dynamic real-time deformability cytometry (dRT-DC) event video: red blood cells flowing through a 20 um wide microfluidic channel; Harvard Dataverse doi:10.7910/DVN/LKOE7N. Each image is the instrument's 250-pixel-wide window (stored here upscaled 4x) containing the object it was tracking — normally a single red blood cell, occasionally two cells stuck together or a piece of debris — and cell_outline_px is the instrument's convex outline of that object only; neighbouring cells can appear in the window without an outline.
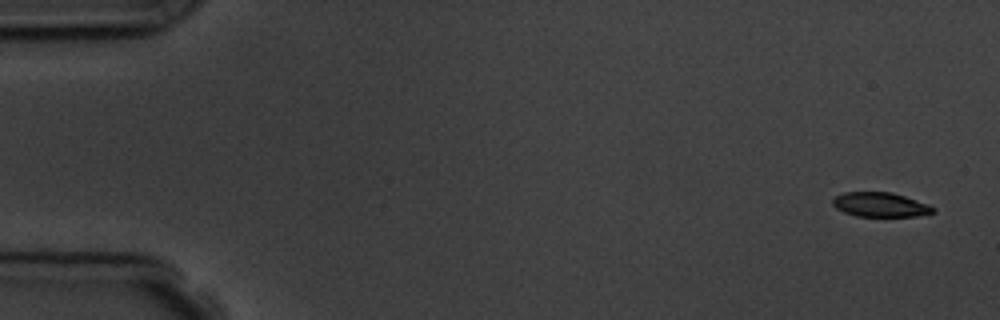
{"species": "common noctule bat (a hibernating species)", "species_latin": "Nyctalus noctula", "temperature_condition": "room temperature", "stored_images_in_passage": 5, "camera_frame_rate_fps": 3000, "um_per_image_px": 0.085, "animal": {"sex": "male", "body_mass_g": 19.5, "forearm_length_mm": 54.6}, "frame": {"image": 1, "passage_image": 1, "time_ms": 0.0, "image_size_px": [1000, 320], "cell_outline_px": [[936, 212], [916, 216], [856, 216], [844, 212], [836, 208], [832, 204], [832, 200], [836, 196], [844, 192], [892, 192], [928, 204], [936, 208]], "centroid_in_image_um": [74.83, 17.4], "position_along_channel_um": 10.2, "area_um2": 14.28}}
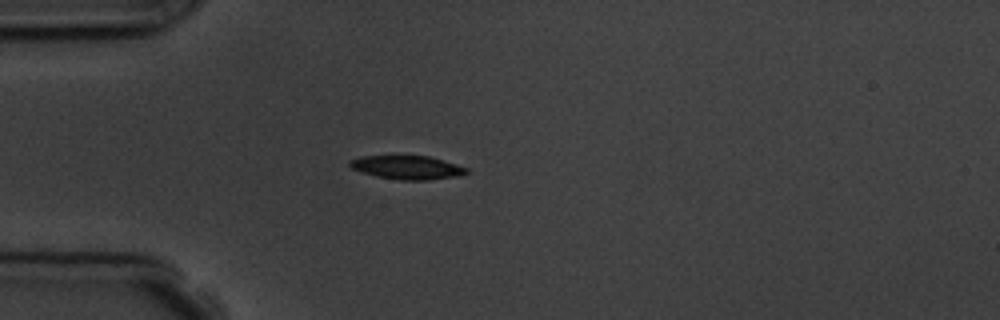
{"frame": {"image": 2, "passage_image": 5, "time_ms": 4.333, "image_size_px": [1000, 320], "cell_outline_px": [[468, 172], [456, 176], [428, 180], [400, 180], [376, 176], [352, 168], [348, 164], [348, 160], [360, 156], [428, 156], [456, 164], [468, 168]], "centroid_in_image_um": [34.59, 14.23], "position_along_channel_um": 50.4, "area_um2": 15.9}}